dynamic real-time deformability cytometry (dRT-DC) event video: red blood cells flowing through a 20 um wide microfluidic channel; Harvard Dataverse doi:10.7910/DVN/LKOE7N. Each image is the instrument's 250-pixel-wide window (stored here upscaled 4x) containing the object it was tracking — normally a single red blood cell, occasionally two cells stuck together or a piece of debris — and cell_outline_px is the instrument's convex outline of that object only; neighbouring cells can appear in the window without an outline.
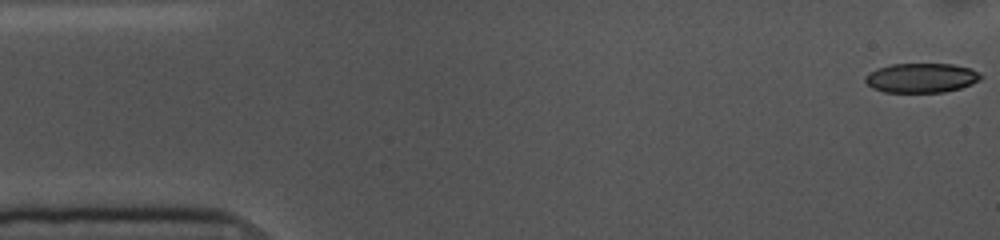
{"species": "common noctule bat (a hibernating species)", "species_latin": "Nyctalus noctula", "temperature_condition": "cold", "stored_images_in_passage": 54, "camera_frame_rate_fps": 3000, "um_per_image_px": 0.085, "animal": {"sex": "female", "body_mass_g": 10.0, "forearm_length_mm": 53.1}, "frame": {"image": 1, "passage_image": 1, "time_ms": 0.0, "image_size_px": [1000, 240], "cell_outline_px": [[984, 76], [980, 80], [972, 84], [960, 88], [944, 92], [884, 92], [872, 88], [864, 80], [864, 76], [868, 72], [876, 68], [892, 64], [952, 64], [972, 68], [980, 72]], "centroid_in_image_um": [78.33, 6.61], "position_along_channel_um": 6.7, "area_um2": 20.11}}
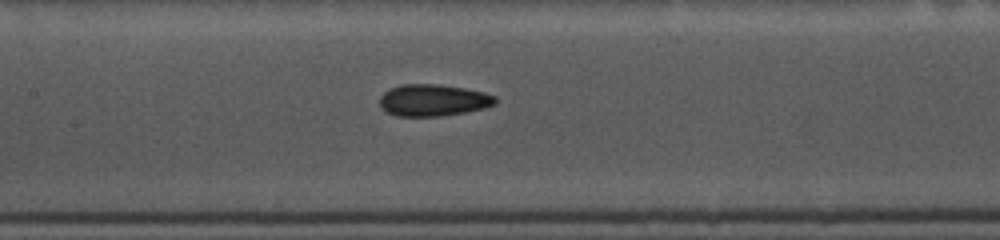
{"frame": {"image": 2, "passage_image": 24, "time_ms": 7.667, "image_size_px": [1000, 240], "cell_outline_px": [[496, 104], [484, 108], [464, 112], [440, 116], [396, 116], [380, 108], [380, 96], [388, 88], [400, 84], [436, 84], [464, 88], [484, 92], [496, 96]], "centroid_in_image_um": [36.79, 8.51], "position_along_channel_um": 170.6, "area_um2": 21.5}}
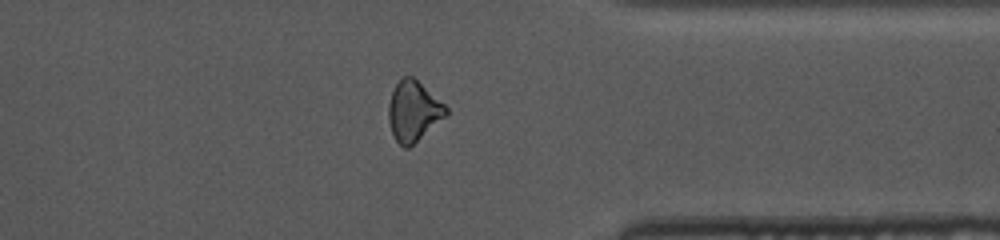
{"frame": {"image": 3, "passage_image": 42, "time_ms": 13.667, "image_size_px": [1000, 240], "cell_outline_px": [[448, 116], [408, 148], [404, 148], [396, 140], [392, 132], [388, 120], [388, 104], [392, 92], [396, 84], [404, 76], [412, 76], [444, 104], [448, 108]], "centroid_in_image_um": [35.15, 9.47], "position_along_channel_um": 376.2, "area_um2": 20.06}, "authors_computed_cell_mechanics": {"area_um2": 21.0392, "velocity_mm_per_s": 3.595, "shape_relaxation_time_tau1_ms": 4.1148, "shape_relaxation_time_tau2_ms": 1.619, "deformation_change_tau1": 0.105, "deformation_change_tau2": 0.0698}}